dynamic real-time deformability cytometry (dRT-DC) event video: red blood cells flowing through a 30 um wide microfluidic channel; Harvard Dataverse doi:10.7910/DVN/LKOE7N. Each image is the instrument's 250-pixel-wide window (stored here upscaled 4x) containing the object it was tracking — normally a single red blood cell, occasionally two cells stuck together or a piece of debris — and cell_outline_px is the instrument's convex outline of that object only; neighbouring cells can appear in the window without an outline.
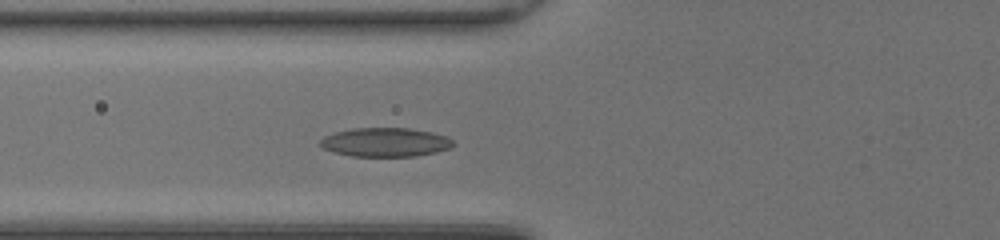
{"species": "common noctule bat (a hibernating species)", "species_latin": "Nyctalus noctula", "temperature_condition": "room temperature", "stored_images_in_passage": 34, "camera_frame_rate_fps": 3000, "um_per_image_px": 0.085, "animal": {"sex": "female", "body_mass_g": 20.0, "forearm_length_mm": 54.0}, "frame": {"image": 1, "passage_image": 6, "time_ms": 1.667, "image_size_px": [1000, 240], "cell_outline_px": [[456, 144], [452, 148], [436, 152], [416, 156], [352, 156], [336, 152], [324, 148], [320, 144], [320, 140], [324, 136], [336, 132], [352, 128], [408, 128], [432, 132], [448, 136]], "centroid_in_image_um": [32.81, 12.08], "position_along_channel_um": 93.0, "area_um2": 22.43}}
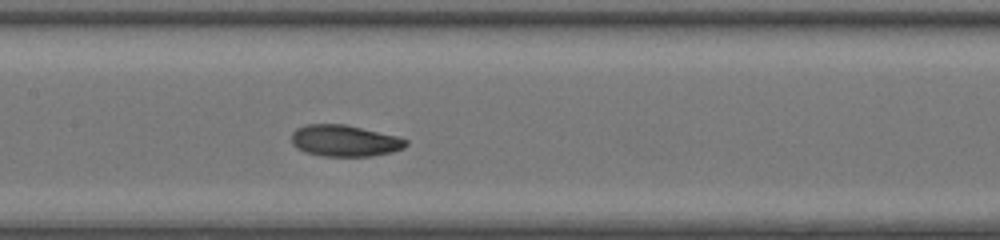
{"frame": {"image": 2, "passage_image": 12, "time_ms": 3.667, "image_size_px": [1000, 240], "cell_outline_px": [[408, 144], [404, 148], [392, 152], [372, 156], [324, 156], [304, 152], [296, 148], [292, 144], [292, 132], [296, 128], [304, 124], [344, 124], [400, 136], [408, 140]], "centroid_in_image_um": [29.31, 11.96], "position_along_channel_um": 178.1, "area_um2": 21.27}}
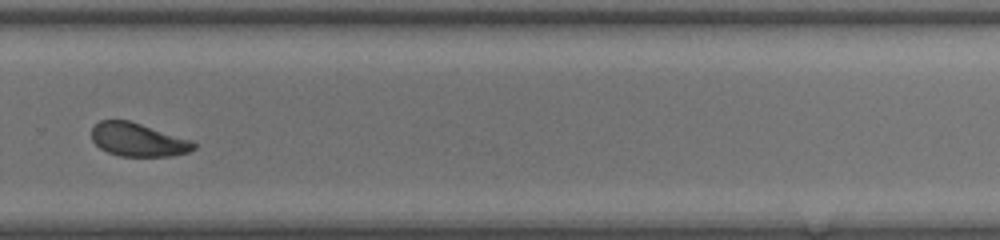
{"frame": {"image": 3, "passage_image": 22, "time_ms": 7.0, "image_size_px": [1000, 240], "cell_outline_px": [[196, 148], [188, 152], [168, 156], [120, 156], [108, 152], [100, 148], [92, 140], [92, 128], [100, 120], [128, 120], [192, 140], [196, 144]], "centroid_in_image_um": [11.73, 11.88], "position_along_channel_um": 318.1, "area_um2": 19.71}, "authors_computed_cell_mechanics": {"area_um2": 20.5479, "velocity_mm_per_s": 4.2064, "shape_relaxation_time_tau1_ms": 2.798, "shape_relaxation_time_tau2_ms": 2.8903, "deformation_change_tau1": 0.1149, "deformation_change_tau2": 0.0827}}